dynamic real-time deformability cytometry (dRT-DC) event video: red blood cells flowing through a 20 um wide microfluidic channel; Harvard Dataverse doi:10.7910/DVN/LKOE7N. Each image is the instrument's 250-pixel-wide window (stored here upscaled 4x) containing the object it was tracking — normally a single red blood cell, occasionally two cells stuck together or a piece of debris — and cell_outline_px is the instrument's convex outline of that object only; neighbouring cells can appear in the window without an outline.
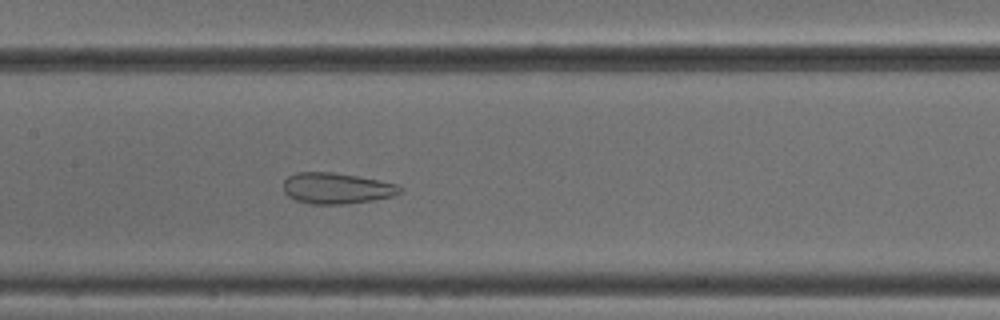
{"species": "common noctule bat (a hibernating species)", "species_latin": "Nyctalus noctula", "temperature_condition": "cold", "stored_images_in_passage": 52, "camera_frame_rate_fps": 3000, "um_per_image_px": 0.085, "animal": {"sex": "male", "body_mass_g": 18.8}, "frame": {"image": 1, "passage_image": 26, "time_ms": 8.333, "image_size_px": [1000, 320], "cell_outline_px": [[404, 192], [396, 196], [372, 200], [344, 204], [312, 204], [296, 200], [288, 196], [284, 192], [284, 180], [288, 176], [296, 172], [332, 172], [380, 180], [396, 184], [404, 188]], "centroid_in_image_um": [28.65, 16.0], "position_along_channel_um": 178.7, "area_um2": 21.21}}
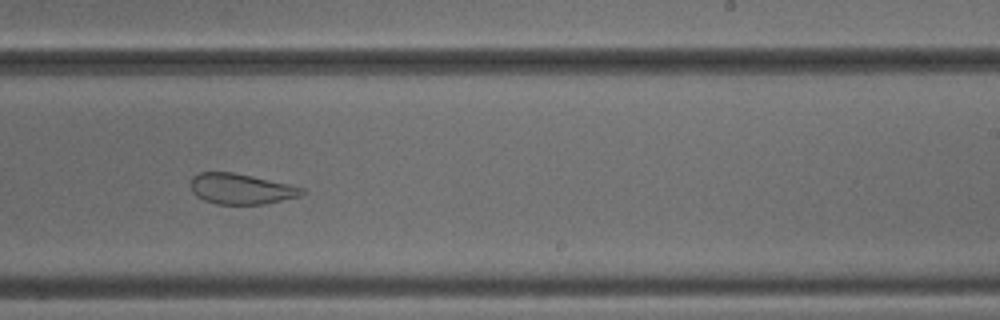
{"frame": {"image": 2, "passage_image": 33, "time_ms": 10.667, "image_size_px": [1000, 320], "cell_outline_px": [[304, 192], [300, 196], [264, 204], [216, 204], [204, 200], [196, 196], [192, 192], [192, 176], [200, 172], [232, 172], [252, 176], [288, 184], [304, 188]], "centroid_in_image_um": [20.47, 16.06], "position_along_channel_um": 268.5, "area_um2": 19.65}}
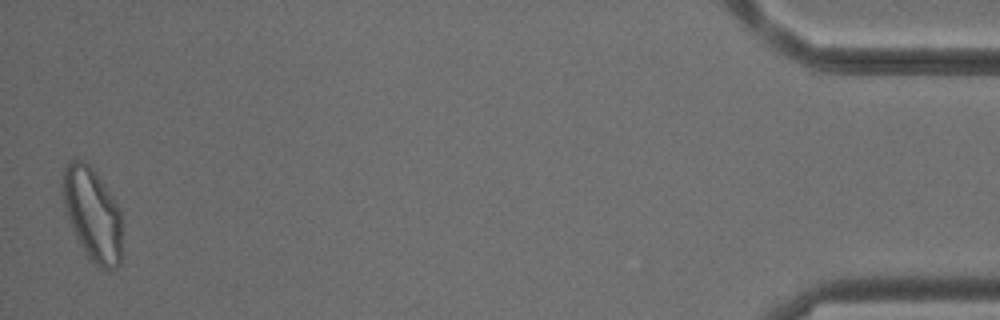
{"frame": {"image": 3, "passage_image": 52, "time_ms": 17.0, "image_size_px": [1000, 320], "cell_outline_px": [[120, 264], [116, 268], [108, 272], [100, 268], [84, 252], [72, 232], [68, 224], [64, 204], [64, 168], [68, 160], [80, 160], [88, 164], [96, 172], [120, 208]], "centroid_in_image_um": [7.85, 18.25], "position_along_channel_um": 427.3, "area_um2": 32.08}, "authors_computed_cell_mechanics": {"area_um2": 28.2064, "velocity_mm_per_s": 3.8561, "shape_relaxation_time_tau1_ms": null, "shape_relaxation_time_tau2_ms": 1.5945, "deformation_change_tau1": null, "deformation_change_tau2": 0.0937}}